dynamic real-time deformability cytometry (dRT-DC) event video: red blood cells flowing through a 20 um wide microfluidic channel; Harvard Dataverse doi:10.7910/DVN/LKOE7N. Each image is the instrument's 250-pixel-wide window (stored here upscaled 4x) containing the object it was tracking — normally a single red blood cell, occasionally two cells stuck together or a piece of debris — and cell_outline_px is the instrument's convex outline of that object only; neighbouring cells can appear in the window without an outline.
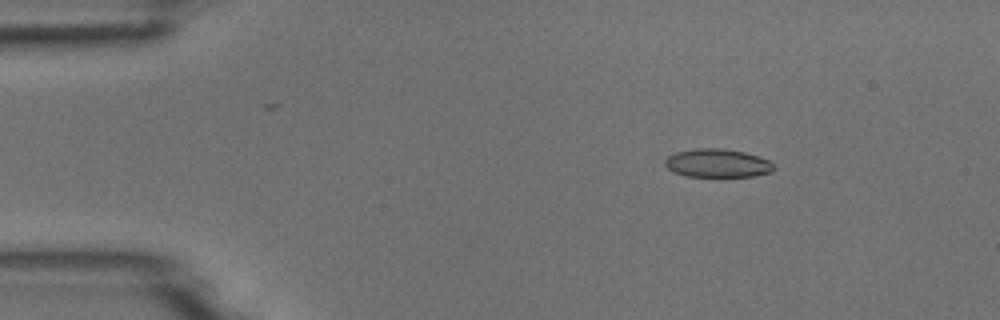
{"species": "common noctule bat (a hibernating species)", "species_latin": "Nyctalus noctula", "temperature_condition": "room temperature", "stored_images_in_passage": 4, "camera_frame_rate_fps": 3000, "um_per_image_px": 0.085, "animal": {"sex": "male", "body_mass_g": 18.8}, "frame": {"image": 1, "passage_image": 3, "time_ms": 0.667, "image_size_px": [1000, 320], "cell_outline_px": [[776, 168], [772, 172], [752, 176], [720, 180], [684, 176], [672, 172], [664, 164], [664, 160], [668, 156], [676, 152], [696, 148], [724, 148], [744, 152], [768, 160]], "centroid_in_image_um": [60.96, 13.93], "position_along_channel_um": 24.0, "area_um2": 19.02}}